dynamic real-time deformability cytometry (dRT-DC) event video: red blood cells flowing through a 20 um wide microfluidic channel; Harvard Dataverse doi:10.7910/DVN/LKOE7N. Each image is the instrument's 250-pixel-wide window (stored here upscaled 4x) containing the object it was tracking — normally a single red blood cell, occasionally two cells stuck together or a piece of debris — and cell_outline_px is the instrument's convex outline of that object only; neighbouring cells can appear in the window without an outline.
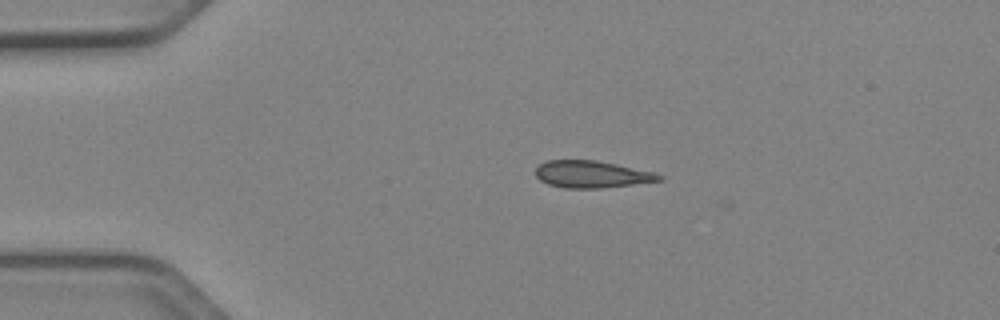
{"species": "Egyptian fruit bat (a non-hibernating species)", "species_latin": "Rousettus aegyptiacus", "temperature_condition": "cold", "stored_images_in_passage": 41, "camera_frame_rate_fps": 3000, "um_per_image_px": 0.085, "animal": {"sex": "female"}, "frame": {"image": 1, "passage_image": 1, "time_ms": 0.0, "image_size_px": [1000, 320], "cell_outline_px": [[664, 180], [604, 188], [564, 188], [548, 184], [540, 180], [536, 176], [536, 168], [540, 164], [548, 160], [596, 160], [656, 172], [664, 176]], "centroid_in_image_um": [50.34, 14.82], "position_along_channel_um": 34.7, "area_um2": 19.59}}
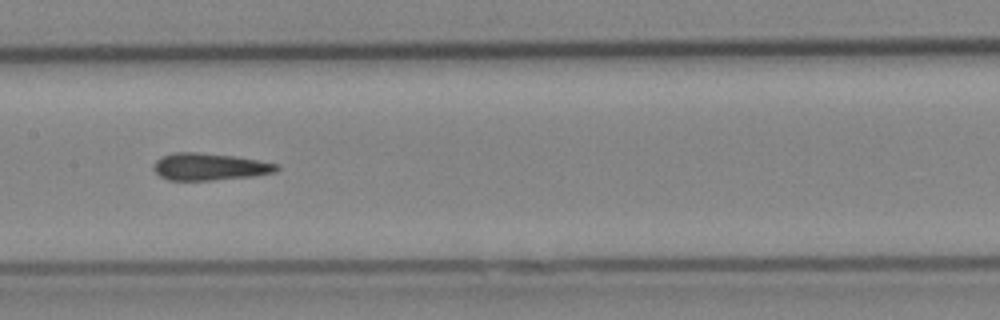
{"frame": {"image": 2, "passage_image": 16, "time_ms": 5.0, "image_size_px": [1000, 320], "cell_outline_px": [[280, 168], [272, 172], [252, 176], [212, 180], [168, 180], [160, 176], [152, 168], [152, 164], [160, 156], [176, 152], [200, 152], [232, 156], [280, 164]], "centroid_in_image_um": [17.75, 14.16], "position_along_channel_um": 189.7, "area_um2": 19.36}}
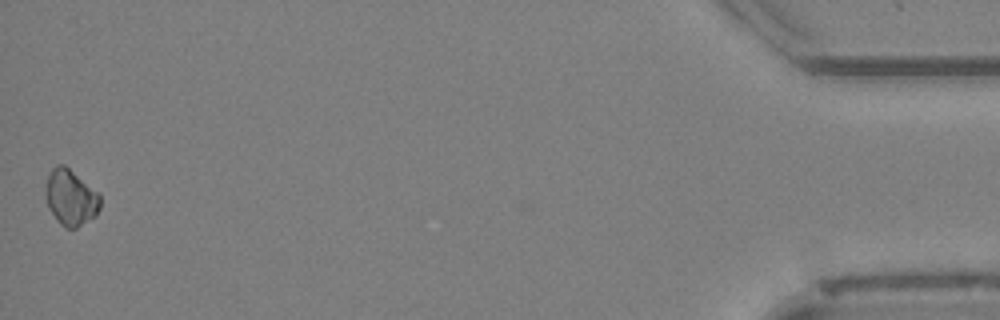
{"frame": {"image": 3, "passage_image": 41, "time_ms": 13.333, "image_size_px": [1000, 320], "cell_outline_px": [[100, 208], [96, 216], [76, 228], [64, 228], [56, 220], [48, 208], [44, 192], [44, 188], [48, 176], [52, 168], [56, 164], [64, 164], [100, 192]], "centroid_in_image_um": [6.01, 16.78], "position_along_channel_um": 429.2, "area_um2": 18.26}}